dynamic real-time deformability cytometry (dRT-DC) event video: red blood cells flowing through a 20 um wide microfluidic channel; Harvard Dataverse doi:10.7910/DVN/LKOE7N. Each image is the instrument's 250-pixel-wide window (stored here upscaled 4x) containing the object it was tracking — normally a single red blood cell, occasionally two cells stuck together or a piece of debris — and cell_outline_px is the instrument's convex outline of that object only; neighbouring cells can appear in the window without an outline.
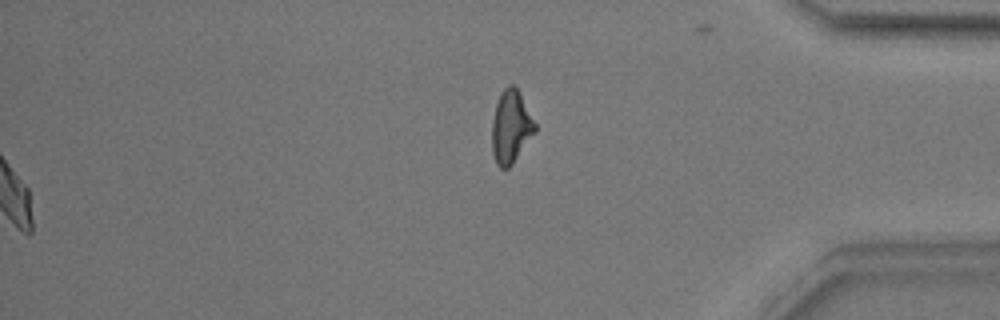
{"species": "common noctule bat (a hibernating species)", "species_latin": "Nyctalus noctula", "temperature_condition": "warm", "stored_images_in_passage": 38, "segment_of_instrument_passage": [2, 2], "camera_frame_rate_fps": 3000, "um_per_image_px": 0.085, "animal": {"sex": "male", "body_mass_g": 17.9}, "frame": {"image": 1, "passage_image": 38, "time_ms": 12.333, "image_size_px": [1000, 320], "cell_outline_px": [[536, 132], [512, 164], [508, 168], [500, 168], [496, 164], [492, 152], [492, 120], [496, 104], [504, 88], [508, 84], [512, 84], [520, 92], [536, 124]], "centroid_in_image_um": [43.43, 10.79], "position_along_channel_um": 391.8, "area_um2": 18.26}}